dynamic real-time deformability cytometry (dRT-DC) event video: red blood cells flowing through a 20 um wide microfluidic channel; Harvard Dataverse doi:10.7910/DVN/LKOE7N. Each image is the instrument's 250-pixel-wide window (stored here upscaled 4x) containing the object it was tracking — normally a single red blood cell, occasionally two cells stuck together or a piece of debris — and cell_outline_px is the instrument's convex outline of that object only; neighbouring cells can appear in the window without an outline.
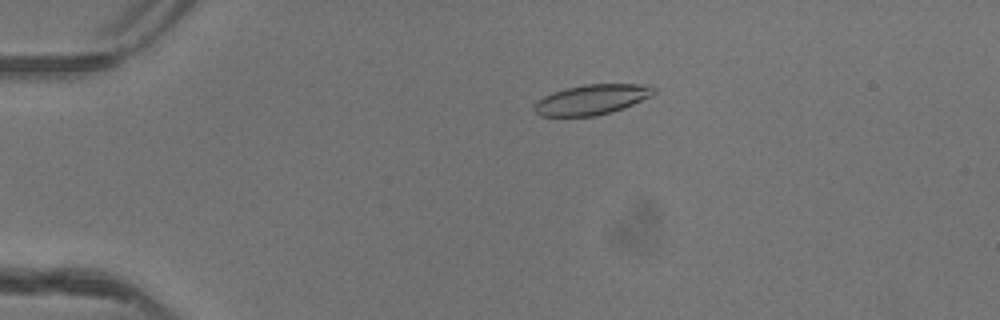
{"species": "common noctule bat (a hibernating species)", "species_latin": "Nyctalus noctula", "temperature_condition": "warm", "stored_images_in_passage": 51, "camera_frame_rate_fps": 3000, "um_per_image_px": 0.085, "animal": {"sex": "female"}, "frame": {"image": 1, "passage_image": 12, "time_ms": 3.667, "image_size_px": [1000, 320], "cell_outline_px": [[656, 92], [652, 96], [624, 108], [612, 112], [596, 116], [540, 116], [532, 108], [532, 104], [536, 100], [552, 92], [564, 88], [584, 84], [648, 84], [656, 88]], "centroid_in_image_um": [50.29, 8.46], "position_along_channel_um": 34.7, "area_um2": 21.39}}
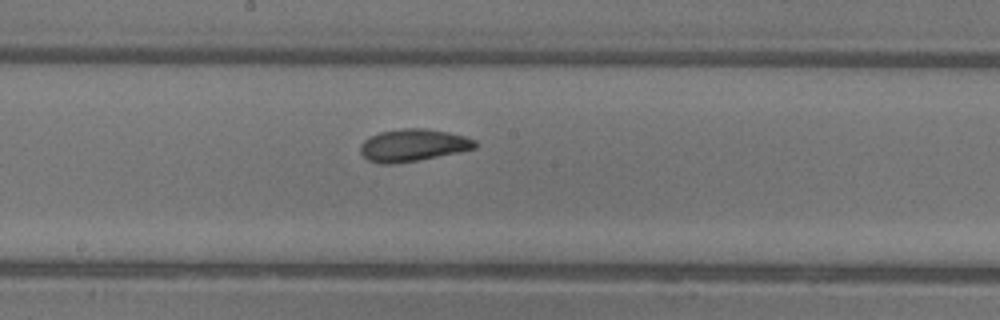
{"frame": {"image": 2, "passage_image": 29, "time_ms": 9.333, "image_size_px": [1000, 320], "cell_outline_px": [[476, 148], [460, 152], [420, 160], [392, 164], [380, 164], [368, 160], [360, 152], [360, 144], [364, 140], [380, 132], [400, 128], [424, 128], [448, 132], [464, 136], [476, 140]], "centroid_in_image_um": [35.1, 12.35], "position_along_channel_um": 213.1, "area_um2": 21.68}}
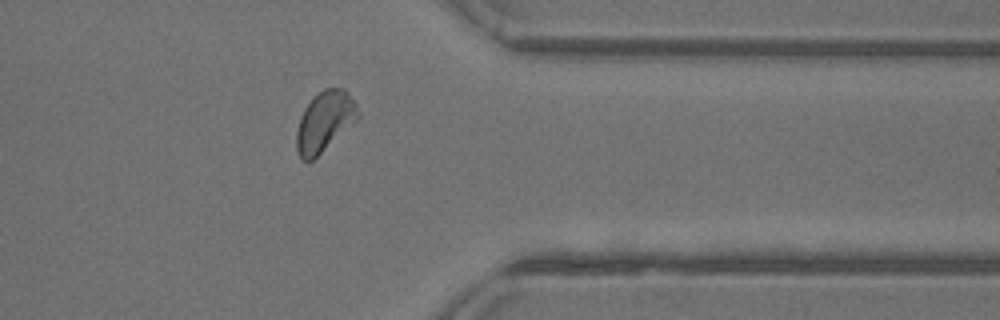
{"frame": {"image": 3, "passage_image": 42, "time_ms": 13.667, "image_size_px": [1000, 320], "cell_outline_px": [[360, 116], [356, 120], [308, 164], [300, 160], [296, 148], [296, 132], [300, 116], [304, 108], [324, 88], [344, 88], [348, 92], [356, 104], [360, 112]], "centroid_in_image_um": [27.57, 10.35], "position_along_channel_um": 383.8, "area_um2": 21.39}, "authors_computed_cell_mechanics": {"area_um2": 21.2126, "velocity_mm_per_s": 4.1402, "shape_relaxation_time_tau1_ms": 3.7089, "shape_relaxation_time_tau2_ms": 1.4686, "deformation_change_tau1": 0.1335, "deformation_change_tau2": 0.0669}}